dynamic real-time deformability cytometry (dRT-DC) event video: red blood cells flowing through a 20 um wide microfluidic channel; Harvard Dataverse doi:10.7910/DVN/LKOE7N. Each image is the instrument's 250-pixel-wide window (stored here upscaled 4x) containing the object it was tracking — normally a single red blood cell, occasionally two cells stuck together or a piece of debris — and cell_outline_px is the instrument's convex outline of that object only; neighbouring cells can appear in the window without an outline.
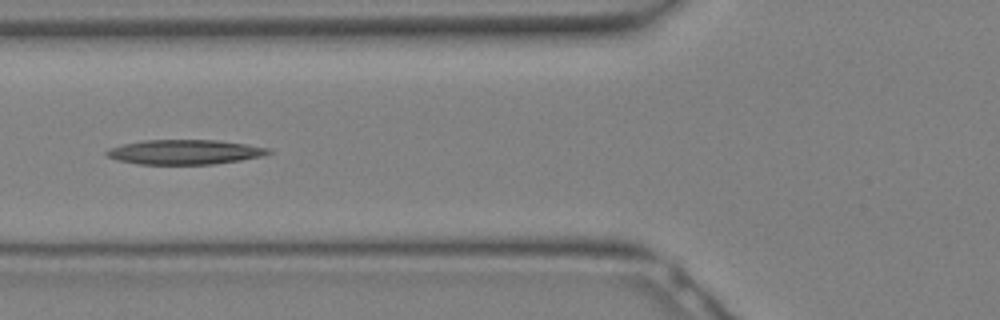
{"species": "Egyptian fruit bat (a non-hibernating species)", "species_latin": "Rousettus aegyptiacus", "temperature_condition": "warm", "stored_images_in_passage": 17, "camera_frame_rate_fps": 3000, "um_per_image_px": 0.085, "animal": {"sex": "female"}, "frame": {"image": 1, "passage_image": 12, "time_ms": 3.667, "image_size_px": [1000, 320], "cell_outline_px": [[272, 152], [260, 156], [240, 160], [212, 164], [140, 164], [120, 160], [108, 156], [104, 152], [108, 148], [140, 140], [216, 140], [248, 144], [272, 148]], "centroid_in_image_um": [15.72, 12.91], "position_along_channel_um": 110.1, "area_um2": 23.18}}
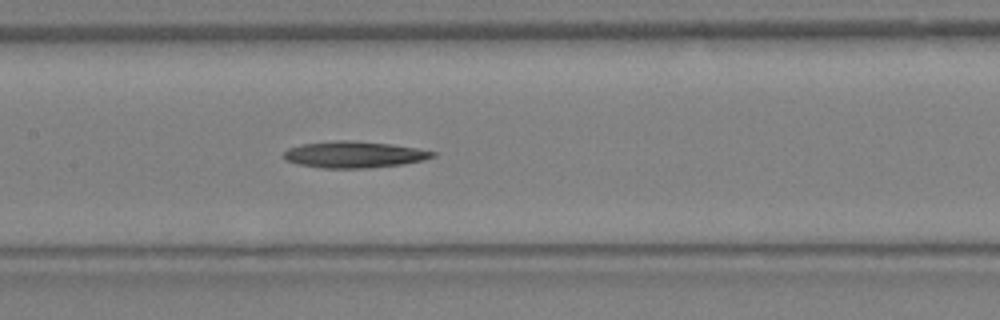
{"frame": {"image": 2, "passage_image": 15, "time_ms": 4.667, "image_size_px": [1000, 320], "cell_outline_px": [[436, 156], [424, 160], [404, 164], [368, 168], [324, 168], [296, 164], [284, 160], [284, 152], [288, 148], [304, 144], [340, 140], [352, 140], [392, 144], [416, 148], [436, 152]], "centroid_in_image_um": [30.11, 13.14], "position_along_channel_um": 177.3, "area_um2": 23.0}}
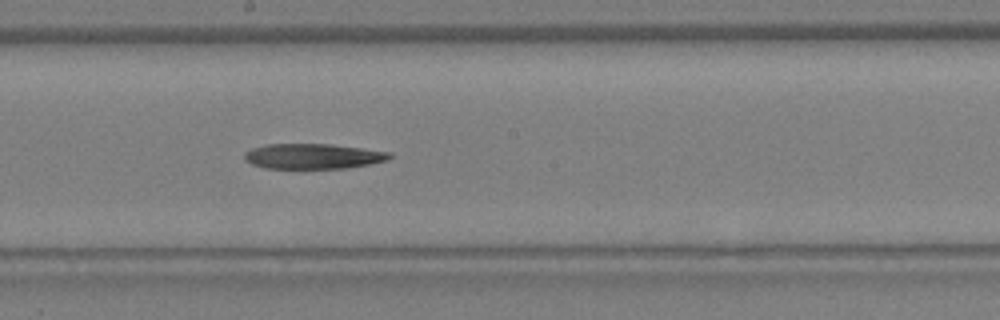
{"frame": {"image": 3, "passage_image": 17, "time_ms": 5.333, "image_size_px": [1000, 320], "cell_outline_px": [[392, 156], [388, 160], [348, 168], [264, 168], [252, 164], [244, 160], [244, 152], [252, 148], [268, 144], [332, 144], [392, 152]], "centroid_in_image_um": [26.61, 13.28], "position_along_channel_um": 221.6, "area_um2": 21.39}}